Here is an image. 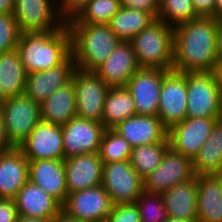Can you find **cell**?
<instances>
[{
    "mask_svg": "<svg viewBox=\"0 0 222 222\" xmlns=\"http://www.w3.org/2000/svg\"><path fill=\"white\" fill-rule=\"evenodd\" d=\"M218 20L199 16L174 27L173 69L177 72L213 71L217 64Z\"/></svg>",
    "mask_w": 222,
    "mask_h": 222,
    "instance_id": "1",
    "label": "cell"
},
{
    "mask_svg": "<svg viewBox=\"0 0 222 222\" xmlns=\"http://www.w3.org/2000/svg\"><path fill=\"white\" fill-rule=\"evenodd\" d=\"M16 49L27 74L56 67L72 54L70 30L22 33Z\"/></svg>",
    "mask_w": 222,
    "mask_h": 222,
    "instance_id": "2",
    "label": "cell"
},
{
    "mask_svg": "<svg viewBox=\"0 0 222 222\" xmlns=\"http://www.w3.org/2000/svg\"><path fill=\"white\" fill-rule=\"evenodd\" d=\"M76 68L94 71L120 44L108 24H67Z\"/></svg>",
    "mask_w": 222,
    "mask_h": 222,
    "instance_id": "3",
    "label": "cell"
},
{
    "mask_svg": "<svg viewBox=\"0 0 222 222\" xmlns=\"http://www.w3.org/2000/svg\"><path fill=\"white\" fill-rule=\"evenodd\" d=\"M130 43L140 68L173 69L174 27L156 19Z\"/></svg>",
    "mask_w": 222,
    "mask_h": 222,
    "instance_id": "4",
    "label": "cell"
},
{
    "mask_svg": "<svg viewBox=\"0 0 222 222\" xmlns=\"http://www.w3.org/2000/svg\"><path fill=\"white\" fill-rule=\"evenodd\" d=\"M187 117L222 118V97L213 71L186 72Z\"/></svg>",
    "mask_w": 222,
    "mask_h": 222,
    "instance_id": "5",
    "label": "cell"
},
{
    "mask_svg": "<svg viewBox=\"0 0 222 222\" xmlns=\"http://www.w3.org/2000/svg\"><path fill=\"white\" fill-rule=\"evenodd\" d=\"M9 142L18 148L41 119V106L25 94L6 98L0 108Z\"/></svg>",
    "mask_w": 222,
    "mask_h": 222,
    "instance_id": "6",
    "label": "cell"
},
{
    "mask_svg": "<svg viewBox=\"0 0 222 222\" xmlns=\"http://www.w3.org/2000/svg\"><path fill=\"white\" fill-rule=\"evenodd\" d=\"M13 15L21 34L56 31L66 25L59 0H15Z\"/></svg>",
    "mask_w": 222,
    "mask_h": 222,
    "instance_id": "7",
    "label": "cell"
},
{
    "mask_svg": "<svg viewBox=\"0 0 222 222\" xmlns=\"http://www.w3.org/2000/svg\"><path fill=\"white\" fill-rule=\"evenodd\" d=\"M105 188L98 185L67 195L62 213L79 222H106L115 207Z\"/></svg>",
    "mask_w": 222,
    "mask_h": 222,
    "instance_id": "8",
    "label": "cell"
},
{
    "mask_svg": "<svg viewBox=\"0 0 222 222\" xmlns=\"http://www.w3.org/2000/svg\"><path fill=\"white\" fill-rule=\"evenodd\" d=\"M76 96V116L102 123L105 97L110 88L94 71L76 68L72 76Z\"/></svg>",
    "mask_w": 222,
    "mask_h": 222,
    "instance_id": "9",
    "label": "cell"
},
{
    "mask_svg": "<svg viewBox=\"0 0 222 222\" xmlns=\"http://www.w3.org/2000/svg\"><path fill=\"white\" fill-rule=\"evenodd\" d=\"M101 185L115 204L135 203L144 191L143 179L129 160L104 163Z\"/></svg>",
    "mask_w": 222,
    "mask_h": 222,
    "instance_id": "10",
    "label": "cell"
},
{
    "mask_svg": "<svg viewBox=\"0 0 222 222\" xmlns=\"http://www.w3.org/2000/svg\"><path fill=\"white\" fill-rule=\"evenodd\" d=\"M220 120L222 118L186 117L168 129L170 148L193 160L208 139L215 124Z\"/></svg>",
    "mask_w": 222,
    "mask_h": 222,
    "instance_id": "11",
    "label": "cell"
},
{
    "mask_svg": "<svg viewBox=\"0 0 222 222\" xmlns=\"http://www.w3.org/2000/svg\"><path fill=\"white\" fill-rule=\"evenodd\" d=\"M157 117L167 129L187 117L186 72L171 70L163 77Z\"/></svg>",
    "mask_w": 222,
    "mask_h": 222,
    "instance_id": "12",
    "label": "cell"
},
{
    "mask_svg": "<svg viewBox=\"0 0 222 222\" xmlns=\"http://www.w3.org/2000/svg\"><path fill=\"white\" fill-rule=\"evenodd\" d=\"M194 176L192 160L169 148L161 164L143 179L144 191L162 194Z\"/></svg>",
    "mask_w": 222,
    "mask_h": 222,
    "instance_id": "13",
    "label": "cell"
},
{
    "mask_svg": "<svg viewBox=\"0 0 222 222\" xmlns=\"http://www.w3.org/2000/svg\"><path fill=\"white\" fill-rule=\"evenodd\" d=\"M105 129L102 123L77 116L62 125L65 158L99 153Z\"/></svg>",
    "mask_w": 222,
    "mask_h": 222,
    "instance_id": "14",
    "label": "cell"
},
{
    "mask_svg": "<svg viewBox=\"0 0 222 222\" xmlns=\"http://www.w3.org/2000/svg\"><path fill=\"white\" fill-rule=\"evenodd\" d=\"M171 70L140 68L125 86L133 97L137 115L157 116L163 77Z\"/></svg>",
    "mask_w": 222,
    "mask_h": 222,
    "instance_id": "15",
    "label": "cell"
},
{
    "mask_svg": "<svg viewBox=\"0 0 222 222\" xmlns=\"http://www.w3.org/2000/svg\"><path fill=\"white\" fill-rule=\"evenodd\" d=\"M18 148L29 161L64 159L62 126L41 120Z\"/></svg>",
    "mask_w": 222,
    "mask_h": 222,
    "instance_id": "16",
    "label": "cell"
},
{
    "mask_svg": "<svg viewBox=\"0 0 222 222\" xmlns=\"http://www.w3.org/2000/svg\"><path fill=\"white\" fill-rule=\"evenodd\" d=\"M75 60L72 54L60 65L38 72L27 74L24 94L41 104L57 88L63 87L72 81Z\"/></svg>",
    "mask_w": 222,
    "mask_h": 222,
    "instance_id": "17",
    "label": "cell"
},
{
    "mask_svg": "<svg viewBox=\"0 0 222 222\" xmlns=\"http://www.w3.org/2000/svg\"><path fill=\"white\" fill-rule=\"evenodd\" d=\"M140 69L130 41H121L109 57L94 72L109 87H125Z\"/></svg>",
    "mask_w": 222,
    "mask_h": 222,
    "instance_id": "18",
    "label": "cell"
},
{
    "mask_svg": "<svg viewBox=\"0 0 222 222\" xmlns=\"http://www.w3.org/2000/svg\"><path fill=\"white\" fill-rule=\"evenodd\" d=\"M67 192H77L102 183L103 162L99 153L64 158Z\"/></svg>",
    "mask_w": 222,
    "mask_h": 222,
    "instance_id": "19",
    "label": "cell"
},
{
    "mask_svg": "<svg viewBox=\"0 0 222 222\" xmlns=\"http://www.w3.org/2000/svg\"><path fill=\"white\" fill-rule=\"evenodd\" d=\"M29 180L55 198L61 205L65 203L68 192L64 159L29 161Z\"/></svg>",
    "mask_w": 222,
    "mask_h": 222,
    "instance_id": "20",
    "label": "cell"
},
{
    "mask_svg": "<svg viewBox=\"0 0 222 222\" xmlns=\"http://www.w3.org/2000/svg\"><path fill=\"white\" fill-rule=\"evenodd\" d=\"M112 129L132 147L163 142L168 135V129L157 116L134 115Z\"/></svg>",
    "mask_w": 222,
    "mask_h": 222,
    "instance_id": "21",
    "label": "cell"
},
{
    "mask_svg": "<svg viewBox=\"0 0 222 222\" xmlns=\"http://www.w3.org/2000/svg\"><path fill=\"white\" fill-rule=\"evenodd\" d=\"M29 180V160L19 148L0 154V198L14 200Z\"/></svg>",
    "mask_w": 222,
    "mask_h": 222,
    "instance_id": "22",
    "label": "cell"
},
{
    "mask_svg": "<svg viewBox=\"0 0 222 222\" xmlns=\"http://www.w3.org/2000/svg\"><path fill=\"white\" fill-rule=\"evenodd\" d=\"M14 200L18 215L54 219L62 213V205L30 180Z\"/></svg>",
    "mask_w": 222,
    "mask_h": 222,
    "instance_id": "23",
    "label": "cell"
},
{
    "mask_svg": "<svg viewBox=\"0 0 222 222\" xmlns=\"http://www.w3.org/2000/svg\"><path fill=\"white\" fill-rule=\"evenodd\" d=\"M197 177V222H222V179L217 174Z\"/></svg>",
    "mask_w": 222,
    "mask_h": 222,
    "instance_id": "24",
    "label": "cell"
},
{
    "mask_svg": "<svg viewBox=\"0 0 222 222\" xmlns=\"http://www.w3.org/2000/svg\"><path fill=\"white\" fill-rule=\"evenodd\" d=\"M162 198L168 217L197 222V177L196 175L163 192Z\"/></svg>",
    "mask_w": 222,
    "mask_h": 222,
    "instance_id": "25",
    "label": "cell"
},
{
    "mask_svg": "<svg viewBox=\"0 0 222 222\" xmlns=\"http://www.w3.org/2000/svg\"><path fill=\"white\" fill-rule=\"evenodd\" d=\"M41 106V119L44 122L64 125L76 117V96L73 82L57 88Z\"/></svg>",
    "mask_w": 222,
    "mask_h": 222,
    "instance_id": "26",
    "label": "cell"
},
{
    "mask_svg": "<svg viewBox=\"0 0 222 222\" xmlns=\"http://www.w3.org/2000/svg\"><path fill=\"white\" fill-rule=\"evenodd\" d=\"M27 73L17 49L0 54V89L6 98L24 94Z\"/></svg>",
    "mask_w": 222,
    "mask_h": 222,
    "instance_id": "27",
    "label": "cell"
},
{
    "mask_svg": "<svg viewBox=\"0 0 222 222\" xmlns=\"http://www.w3.org/2000/svg\"><path fill=\"white\" fill-rule=\"evenodd\" d=\"M134 115H137L135 103L126 87H110L103 107L102 124L104 127L112 129Z\"/></svg>",
    "mask_w": 222,
    "mask_h": 222,
    "instance_id": "28",
    "label": "cell"
},
{
    "mask_svg": "<svg viewBox=\"0 0 222 222\" xmlns=\"http://www.w3.org/2000/svg\"><path fill=\"white\" fill-rule=\"evenodd\" d=\"M193 172L199 174H217L222 166V120L213 127L208 139L192 160Z\"/></svg>",
    "mask_w": 222,
    "mask_h": 222,
    "instance_id": "29",
    "label": "cell"
},
{
    "mask_svg": "<svg viewBox=\"0 0 222 222\" xmlns=\"http://www.w3.org/2000/svg\"><path fill=\"white\" fill-rule=\"evenodd\" d=\"M155 20L151 13L121 6L108 25L121 41H131Z\"/></svg>",
    "mask_w": 222,
    "mask_h": 222,
    "instance_id": "30",
    "label": "cell"
},
{
    "mask_svg": "<svg viewBox=\"0 0 222 222\" xmlns=\"http://www.w3.org/2000/svg\"><path fill=\"white\" fill-rule=\"evenodd\" d=\"M169 148L168 137L163 142L132 147L130 165L144 179L161 164Z\"/></svg>",
    "mask_w": 222,
    "mask_h": 222,
    "instance_id": "31",
    "label": "cell"
},
{
    "mask_svg": "<svg viewBox=\"0 0 222 222\" xmlns=\"http://www.w3.org/2000/svg\"><path fill=\"white\" fill-rule=\"evenodd\" d=\"M121 6V0H90L66 24H109Z\"/></svg>",
    "mask_w": 222,
    "mask_h": 222,
    "instance_id": "32",
    "label": "cell"
},
{
    "mask_svg": "<svg viewBox=\"0 0 222 222\" xmlns=\"http://www.w3.org/2000/svg\"><path fill=\"white\" fill-rule=\"evenodd\" d=\"M192 0H160L157 19L175 27L178 24L197 18Z\"/></svg>",
    "mask_w": 222,
    "mask_h": 222,
    "instance_id": "33",
    "label": "cell"
},
{
    "mask_svg": "<svg viewBox=\"0 0 222 222\" xmlns=\"http://www.w3.org/2000/svg\"><path fill=\"white\" fill-rule=\"evenodd\" d=\"M131 152L132 146L126 139L113 129H105L99 149L103 164L129 160Z\"/></svg>",
    "mask_w": 222,
    "mask_h": 222,
    "instance_id": "34",
    "label": "cell"
},
{
    "mask_svg": "<svg viewBox=\"0 0 222 222\" xmlns=\"http://www.w3.org/2000/svg\"><path fill=\"white\" fill-rule=\"evenodd\" d=\"M141 222H164L168 213L160 193L143 191L136 200Z\"/></svg>",
    "mask_w": 222,
    "mask_h": 222,
    "instance_id": "35",
    "label": "cell"
},
{
    "mask_svg": "<svg viewBox=\"0 0 222 222\" xmlns=\"http://www.w3.org/2000/svg\"><path fill=\"white\" fill-rule=\"evenodd\" d=\"M21 32L11 14H0V54L17 48Z\"/></svg>",
    "mask_w": 222,
    "mask_h": 222,
    "instance_id": "36",
    "label": "cell"
},
{
    "mask_svg": "<svg viewBox=\"0 0 222 222\" xmlns=\"http://www.w3.org/2000/svg\"><path fill=\"white\" fill-rule=\"evenodd\" d=\"M106 222H141V217L135 203L116 204Z\"/></svg>",
    "mask_w": 222,
    "mask_h": 222,
    "instance_id": "37",
    "label": "cell"
},
{
    "mask_svg": "<svg viewBox=\"0 0 222 222\" xmlns=\"http://www.w3.org/2000/svg\"><path fill=\"white\" fill-rule=\"evenodd\" d=\"M123 7L151 13L156 19L159 12L158 0H121Z\"/></svg>",
    "mask_w": 222,
    "mask_h": 222,
    "instance_id": "38",
    "label": "cell"
},
{
    "mask_svg": "<svg viewBox=\"0 0 222 222\" xmlns=\"http://www.w3.org/2000/svg\"><path fill=\"white\" fill-rule=\"evenodd\" d=\"M90 0H59V9L66 22L81 10Z\"/></svg>",
    "mask_w": 222,
    "mask_h": 222,
    "instance_id": "39",
    "label": "cell"
},
{
    "mask_svg": "<svg viewBox=\"0 0 222 222\" xmlns=\"http://www.w3.org/2000/svg\"><path fill=\"white\" fill-rule=\"evenodd\" d=\"M17 219L15 200L0 198V222H17Z\"/></svg>",
    "mask_w": 222,
    "mask_h": 222,
    "instance_id": "40",
    "label": "cell"
},
{
    "mask_svg": "<svg viewBox=\"0 0 222 222\" xmlns=\"http://www.w3.org/2000/svg\"><path fill=\"white\" fill-rule=\"evenodd\" d=\"M194 9L199 16L215 17L216 0H192Z\"/></svg>",
    "mask_w": 222,
    "mask_h": 222,
    "instance_id": "41",
    "label": "cell"
},
{
    "mask_svg": "<svg viewBox=\"0 0 222 222\" xmlns=\"http://www.w3.org/2000/svg\"><path fill=\"white\" fill-rule=\"evenodd\" d=\"M13 148L15 147L8 140L4 121H3L2 115L0 114V154L10 151Z\"/></svg>",
    "mask_w": 222,
    "mask_h": 222,
    "instance_id": "42",
    "label": "cell"
},
{
    "mask_svg": "<svg viewBox=\"0 0 222 222\" xmlns=\"http://www.w3.org/2000/svg\"><path fill=\"white\" fill-rule=\"evenodd\" d=\"M15 0H0V14L13 13Z\"/></svg>",
    "mask_w": 222,
    "mask_h": 222,
    "instance_id": "43",
    "label": "cell"
},
{
    "mask_svg": "<svg viewBox=\"0 0 222 222\" xmlns=\"http://www.w3.org/2000/svg\"><path fill=\"white\" fill-rule=\"evenodd\" d=\"M217 62H222V26L218 23L217 27Z\"/></svg>",
    "mask_w": 222,
    "mask_h": 222,
    "instance_id": "44",
    "label": "cell"
},
{
    "mask_svg": "<svg viewBox=\"0 0 222 222\" xmlns=\"http://www.w3.org/2000/svg\"><path fill=\"white\" fill-rule=\"evenodd\" d=\"M213 73L215 75L217 87L222 97V62H217L216 66L214 67Z\"/></svg>",
    "mask_w": 222,
    "mask_h": 222,
    "instance_id": "45",
    "label": "cell"
},
{
    "mask_svg": "<svg viewBox=\"0 0 222 222\" xmlns=\"http://www.w3.org/2000/svg\"><path fill=\"white\" fill-rule=\"evenodd\" d=\"M53 219L18 215L17 222H52Z\"/></svg>",
    "mask_w": 222,
    "mask_h": 222,
    "instance_id": "46",
    "label": "cell"
},
{
    "mask_svg": "<svg viewBox=\"0 0 222 222\" xmlns=\"http://www.w3.org/2000/svg\"><path fill=\"white\" fill-rule=\"evenodd\" d=\"M52 222H79V221L72 220L66 217L63 213H61L58 217L54 218Z\"/></svg>",
    "mask_w": 222,
    "mask_h": 222,
    "instance_id": "47",
    "label": "cell"
},
{
    "mask_svg": "<svg viewBox=\"0 0 222 222\" xmlns=\"http://www.w3.org/2000/svg\"><path fill=\"white\" fill-rule=\"evenodd\" d=\"M222 14V0H216L215 17L218 18Z\"/></svg>",
    "mask_w": 222,
    "mask_h": 222,
    "instance_id": "48",
    "label": "cell"
},
{
    "mask_svg": "<svg viewBox=\"0 0 222 222\" xmlns=\"http://www.w3.org/2000/svg\"><path fill=\"white\" fill-rule=\"evenodd\" d=\"M5 101H6V97L0 89V108L2 107V105L4 104Z\"/></svg>",
    "mask_w": 222,
    "mask_h": 222,
    "instance_id": "49",
    "label": "cell"
},
{
    "mask_svg": "<svg viewBox=\"0 0 222 222\" xmlns=\"http://www.w3.org/2000/svg\"><path fill=\"white\" fill-rule=\"evenodd\" d=\"M164 222H189V221H184V220L168 217Z\"/></svg>",
    "mask_w": 222,
    "mask_h": 222,
    "instance_id": "50",
    "label": "cell"
},
{
    "mask_svg": "<svg viewBox=\"0 0 222 222\" xmlns=\"http://www.w3.org/2000/svg\"><path fill=\"white\" fill-rule=\"evenodd\" d=\"M218 23L222 26V14L217 18Z\"/></svg>",
    "mask_w": 222,
    "mask_h": 222,
    "instance_id": "51",
    "label": "cell"
},
{
    "mask_svg": "<svg viewBox=\"0 0 222 222\" xmlns=\"http://www.w3.org/2000/svg\"><path fill=\"white\" fill-rule=\"evenodd\" d=\"M217 175L222 179V166H221L220 171L217 173Z\"/></svg>",
    "mask_w": 222,
    "mask_h": 222,
    "instance_id": "52",
    "label": "cell"
}]
</instances>
